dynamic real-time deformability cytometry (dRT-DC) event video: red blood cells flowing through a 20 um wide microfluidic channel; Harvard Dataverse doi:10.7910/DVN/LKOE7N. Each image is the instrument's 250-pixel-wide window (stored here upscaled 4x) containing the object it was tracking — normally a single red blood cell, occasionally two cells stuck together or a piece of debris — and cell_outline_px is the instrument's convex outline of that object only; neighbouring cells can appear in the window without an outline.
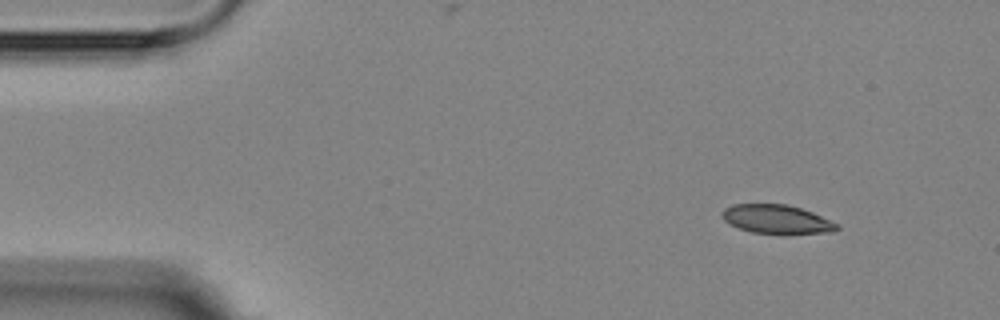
{"species": "Egyptian fruit bat (a non-hibernating species)", "species_latin": "Rousettus aegyptiacus", "temperature_condition": "room temperature", "stored_images_in_passage": 4, "camera_frame_rate_fps": 3000, "um_per_image_px": 0.085, "animal": {"sex": "female"}, "frame": {"image": 1, "passage_image": 1, "time_ms": 0.0, "image_size_px": [1000, 320], "cell_outline_px": [[840, 228], [832, 232], [752, 232], [740, 228], [724, 220], [720, 216], [720, 212], [724, 208], [732, 204], [788, 204], [812, 212], [840, 224]], "centroid_in_image_um": [66.0, 18.6], "position_along_channel_um": 19.0, "area_um2": 18.84}}
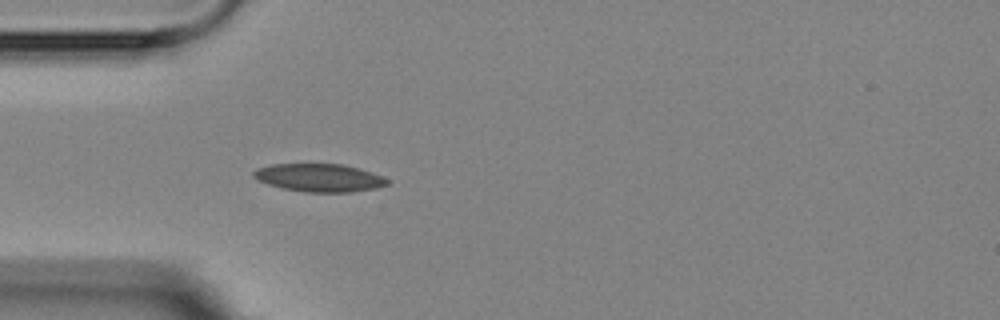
{"frame": {"image": 2, "passage_image": 4, "time_ms": 3.333, "image_size_px": [1000, 320], "cell_outline_px": [[388, 184], [376, 188], [352, 192], [304, 192], [280, 188], [256, 180], [252, 176], [252, 172], [256, 168], [272, 164], [344, 164], [372, 172], [388, 180]], "centroid_in_image_um": [27.08, 15.11], "position_along_channel_um": 57.9, "area_um2": 21.91}}